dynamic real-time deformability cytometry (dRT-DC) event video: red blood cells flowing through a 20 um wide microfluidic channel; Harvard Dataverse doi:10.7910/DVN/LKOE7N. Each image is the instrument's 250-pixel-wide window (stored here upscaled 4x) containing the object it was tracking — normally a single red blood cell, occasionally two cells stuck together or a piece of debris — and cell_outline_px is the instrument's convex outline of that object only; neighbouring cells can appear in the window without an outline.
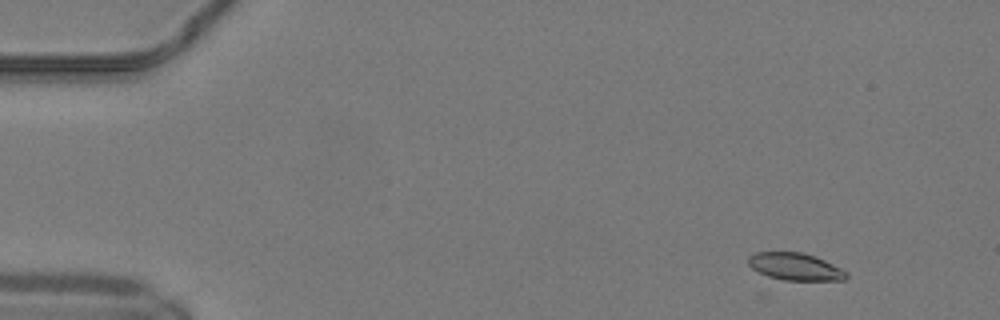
{"species": "common noctule bat (a hibernating species)", "species_latin": "Nyctalus noctula", "temperature_condition": "warm", "stored_images_in_passage": 50, "camera_frame_rate_fps": 3000, "um_per_image_px": 0.085, "animal": {"sex": "male", "body_mass_g": 19.2, "forearm_length_mm": 51.8}, "frame": {"image": 1, "passage_image": 5, "time_ms": 1.333, "image_size_px": [1000, 320], "cell_outline_px": [[848, 276], [844, 280], [768, 280], [752, 268], [748, 264], [748, 256], [756, 252], [804, 252], [816, 256], [848, 272]], "centroid_in_image_um": [67.53, 22.68], "position_along_channel_um": 17.5, "area_um2": 16.01}}
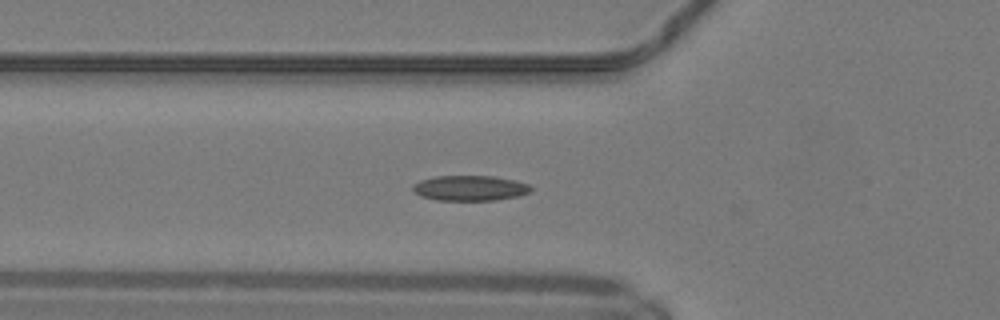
{"frame": {"image": 2, "passage_image": 18, "time_ms": 5.667, "image_size_px": [1000, 320], "cell_outline_px": [[532, 192], [516, 196], [496, 200], [436, 200], [420, 196], [412, 188], [412, 184], [420, 180], [436, 176], [492, 176], [516, 180], [528, 184], [532, 188]], "centroid_in_image_um": [39.95, 15.98], "position_along_channel_um": 85.9, "area_um2": 17.4}}
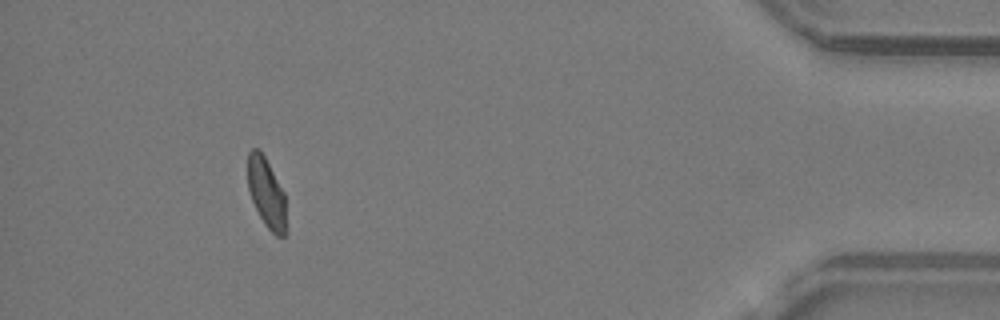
{"frame": {"image": 3, "passage_image": 46, "time_ms": 15.0, "image_size_px": [1000, 320], "cell_outline_px": [[288, 232], [284, 236], [276, 236], [264, 224], [252, 200], [248, 188], [248, 152], [252, 148], [260, 148], [284, 192], [288, 228]], "centroid_in_image_um": [22.68, 16.43], "position_along_channel_um": 412.5, "area_um2": 15.9}, "authors_computed_cell_mechanics": {"area_um2": 16.3574, "velocity_mm_per_s": 4.1425, "shape_relaxation_time_tau1_ms": 8.3339, "shape_relaxation_time_tau2_ms": 1.9833, "deformation_change_tau1": 0.185, "deformation_change_tau2": 0.0711}}